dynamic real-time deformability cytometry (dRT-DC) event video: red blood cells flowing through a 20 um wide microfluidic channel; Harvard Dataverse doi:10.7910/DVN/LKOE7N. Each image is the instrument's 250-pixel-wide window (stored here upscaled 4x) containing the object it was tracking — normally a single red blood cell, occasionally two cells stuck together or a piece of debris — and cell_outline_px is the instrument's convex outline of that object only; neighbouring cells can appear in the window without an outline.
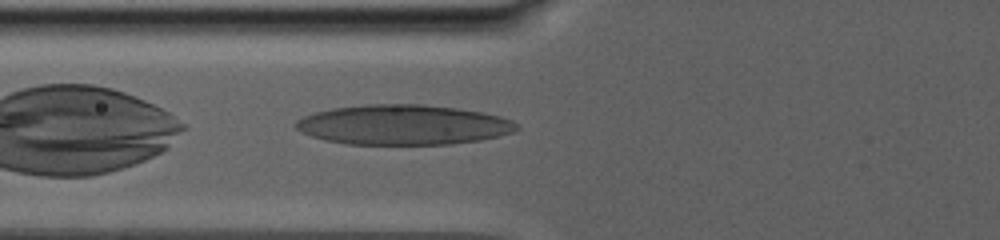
{"species": "human", "species_latin": "Homo sapiens", "temperature_condition": "warm", "stored_images_in_passage": 81, "camera_frame_rate_fps": 3000, "um_per_image_px": 0.085, "donor": {"sex": "male"}, "frame": {"image": 1, "passage_image": 5, "time_ms": 1.0, "image_size_px": [1000, 240], "cell_outline_px": [[520, 128], [512, 132], [500, 136], [480, 140], [452, 144], [348, 144], [324, 140], [300, 132], [292, 124], [296, 120], [304, 116], [316, 112], [332, 108], [364, 104], [424, 104], [460, 108], [484, 112], [500, 116], [512, 120], [520, 124]], "centroid_in_image_um": [34.3, 10.6], "position_along_channel_um": 91.5, "area_um2": 51.96}}
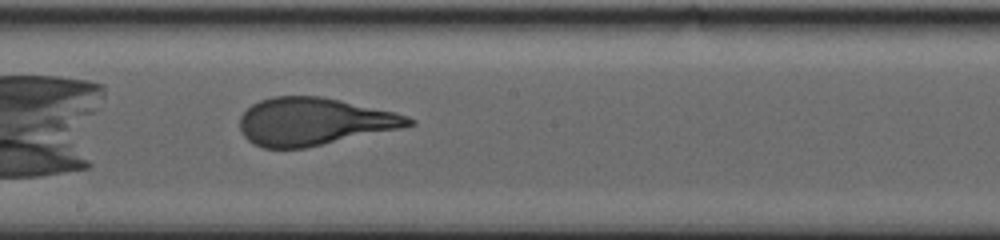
{"frame": {"image": 2, "passage_image": 32, "time_ms": 6.0, "image_size_px": [1000, 240], "cell_outline_px": [[416, 124], [400, 128], [304, 148], [264, 148], [252, 144], [244, 136], [240, 128], [240, 116], [252, 104], [260, 100], [272, 96], [320, 96], [340, 100], [396, 112], [408, 116], [416, 120]], "centroid_in_image_um": [26.67, 10.32], "position_along_channel_um": 221.5, "area_um2": 46.64}}
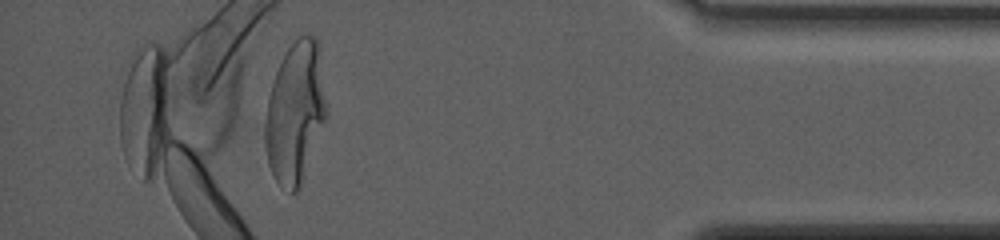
{"frame": {"image": 3, "passage_image": 75, "time_ms": 14.667, "image_size_px": [1000, 240], "cell_outline_px": [[328, 112], [300, 188], [296, 192], [288, 192], [280, 188], [268, 164], [264, 144], [264, 132], [268, 96], [276, 72], [288, 48], [304, 32], [308, 32], [316, 36], [320, 48]], "centroid_in_image_um": [25.11, 9.56], "position_along_channel_um": 410.1, "area_um2": 50.92}, "authors_computed_cell_mechanics": {"area_um2": 47.5694, "velocity_mm_per_s": 2.5977, "shape_relaxation_time_tau1_ms": 8.1164, "shape_relaxation_time_tau2_ms": null, "deformation_change_tau1": 0.2732, "deformation_change_tau2": null}}